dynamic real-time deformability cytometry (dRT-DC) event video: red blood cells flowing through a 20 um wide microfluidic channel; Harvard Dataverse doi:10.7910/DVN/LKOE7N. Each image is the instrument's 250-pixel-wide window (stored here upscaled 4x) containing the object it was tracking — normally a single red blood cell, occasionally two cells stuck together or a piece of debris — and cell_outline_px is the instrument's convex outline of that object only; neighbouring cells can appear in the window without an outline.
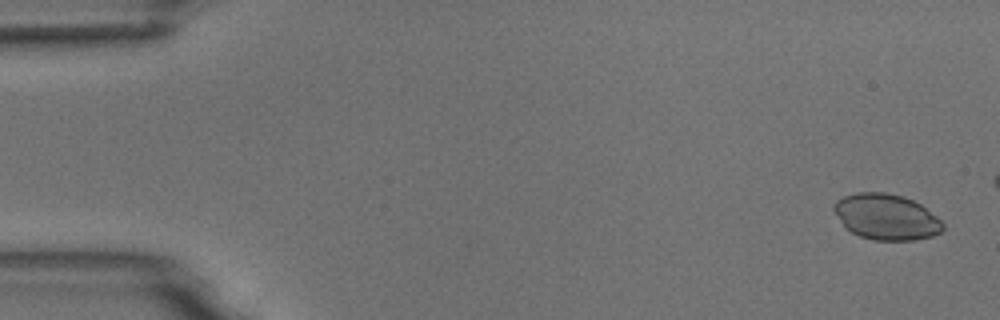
{"species": "common noctule bat (a hibernating species)", "species_latin": "Nyctalus noctula", "temperature_condition": "room temperature", "stored_images_in_passage": 5, "camera_frame_rate_fps": 3000, "um_per_image_px": 0.085, "animal": {"sex": "male", "body_mass_g": 18.8}, "frame": {"image": 1, "passage_image": 1, "time_ms": 0.0, "image_size_px": [1000, 320], "cell_outline_px": [[944, 228], [940, 232], [932, 236], [912, 240], [872, 240], [860, 236], [844, 228], [832, 208], [836, 200], [844, 196], [856, 192], [884, 192], [904, 196], [920, 204], [936, 216], [944, 224]], "centroid_in_image_um": [75.3, 18.43], "position_along_channel_um": 9.7, "area_um2": 29.13}}